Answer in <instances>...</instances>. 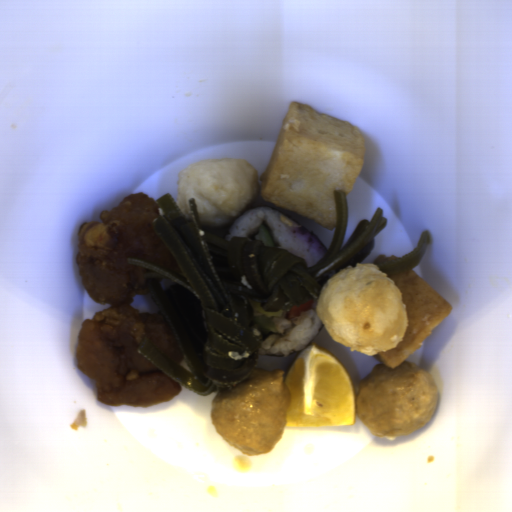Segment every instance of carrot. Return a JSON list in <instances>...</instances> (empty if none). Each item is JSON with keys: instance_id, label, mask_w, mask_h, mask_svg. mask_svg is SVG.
<instances>
[{"instance_id": "obj_1", "label": "carrot", "mask_w": 512, "mask_h": 512, "mask_svg": "<svg viewBox=\"0 0 512 512\" xmlns=\"http://www.w3.org/2000/svg\"><path fill=\"white\" fill-rule=\"evenodd\" d=\"M313 303L314 302L312 299L309 303H306L303 305H295L294 307L289 309L288 317H290V318L299 317L302 312L311 309Z\"/></svg>"}]
</instances>
